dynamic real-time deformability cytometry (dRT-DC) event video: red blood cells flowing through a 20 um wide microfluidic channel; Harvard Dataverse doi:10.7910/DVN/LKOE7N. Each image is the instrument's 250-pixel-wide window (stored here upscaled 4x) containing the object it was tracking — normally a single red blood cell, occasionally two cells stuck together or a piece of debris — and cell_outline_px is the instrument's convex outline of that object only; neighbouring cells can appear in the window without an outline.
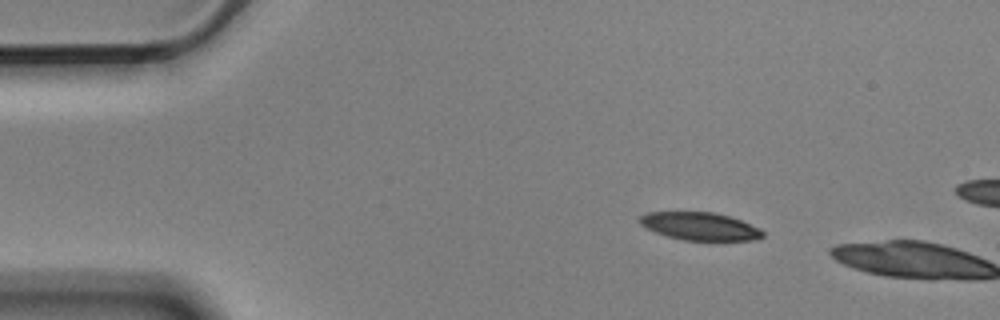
{"species": "Egyptian fruit bat (a non-hibernating species)", "species_latin": "Rousettus aegyptiacus", "temperature_condition": "cold", "stored_images_in_passage": 2, "camera_frame_rate_fps": 3000, "um_per_image_px": 0.085, "animal": {"sex": "male"}, "frame": {"image": 1, "passage_image": 1, "time_ms": 0.0, "image_size_px": [1000, 320], "cell_outline_px": [[764, 236], [752, 240], [684, 240], [668, 236], [656, 232], [640, 224], [640, 216], [648, 212], [712, 212], [728, 216], [740, 220], [760, 228], [764, 232]], "centroid_in_image_um": [59.51, 19.23], "position_along_channel_um": 25.5, "area_um2": 19.65}}